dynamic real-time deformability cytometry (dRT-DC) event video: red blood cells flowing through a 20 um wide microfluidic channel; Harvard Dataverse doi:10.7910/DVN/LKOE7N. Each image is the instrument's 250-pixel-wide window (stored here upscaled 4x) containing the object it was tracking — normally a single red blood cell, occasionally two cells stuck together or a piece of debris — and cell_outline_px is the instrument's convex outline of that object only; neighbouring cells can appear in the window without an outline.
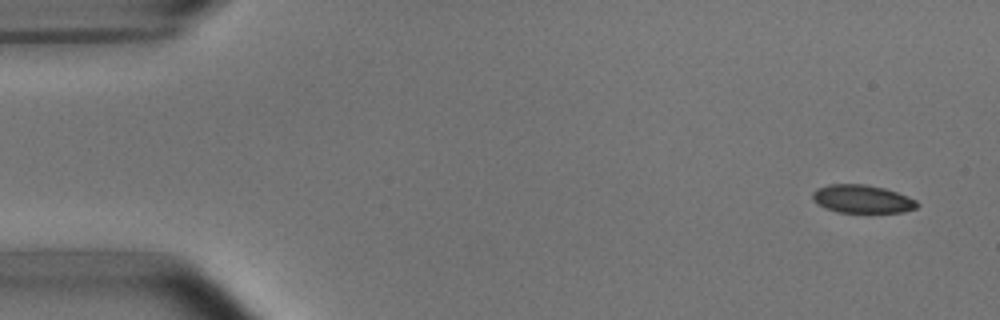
{"species": "common noctule bat (a hibernating species)", "species_latin": "Nyctalus noctula", "temperature_condition": "room temperature", "stored_images_in_passage": 5, "camera_frame_rate_fps": 3000, "um_per_image_px": 0.085, "animal": {"sex": "male", "body_mass_g": 15.6}, "frame": {"image": 1, "passage_image": 1, "time_ms": 0.0, "image_size_px": [1000, 320], "cell_outline_px": [[920, 204], [916, 208], [904, 212], [836, 212], [824, 208], [816, 204], [812, 200], [812, 192], [816, 188], [828, 184], [864, 184], [884, 188], [908, 196], [916, 200]], "centroid_in_image_um": [73.25, 16.91], "position_along_channel_um": 11.8, "area_um2": 17.34}}
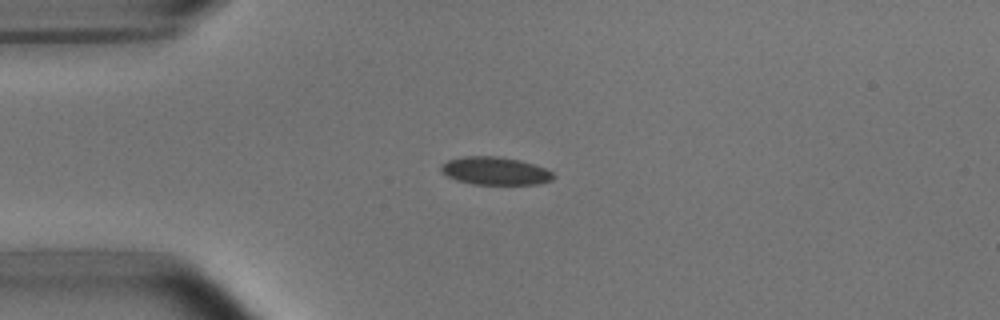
{"frame": {"image": 2, "passage_image": 3, "time_ms": 0.667, "image_size_px": [1000, 320], "cell_outline_px": [[556, 176], [552, 180], [540, 184], [472, 184], [456, 180], [440, 172], [440, 164], [448, 160], [464, 156], [496, 156], [520, 160], [544, 168], [552, 172]], "centroid_in_image_um": [42.06, 14.53], "position_along_channel_um": 42.9, "area_um2": 18.32}}